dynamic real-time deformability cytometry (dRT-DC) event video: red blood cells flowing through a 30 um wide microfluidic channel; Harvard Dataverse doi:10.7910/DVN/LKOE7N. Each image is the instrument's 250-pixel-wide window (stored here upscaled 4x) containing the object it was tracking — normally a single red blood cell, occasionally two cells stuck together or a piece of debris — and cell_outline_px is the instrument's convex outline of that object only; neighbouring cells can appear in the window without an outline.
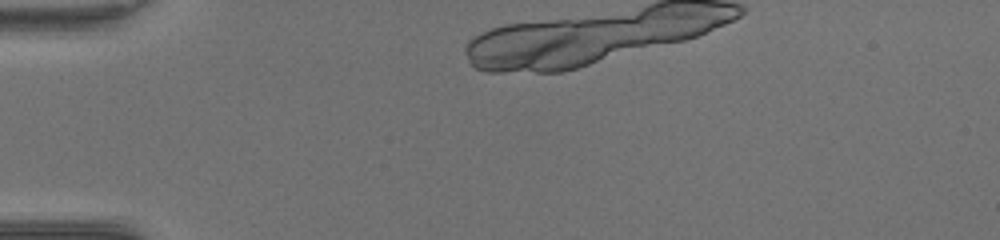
{"species": "common noctule bat (a hibernating species)", "species_latin": "Nyctalus noctula", "temperature_condition": "warm", "stored_images_in_passage": 1, "camera_frame_rate_fps": 3000, "um_per_image_px": 0.085, "animal": {"sex": "female", "body_mass_g": 17.0, "forearm_length_mm": 48.0}, "frame": {"image": 1, "passage_image": 1, "time_ms": 0.0, "image_size_px": [1000, 240], "cell_outline_px": [[560, 40], [556, 44], [528, 64], [520, 64], [472, 44], [480, 36], [488, 32], [500, 28], [520, 24], [560, 24]], "centroid_in_image_um": [44.25, 3.51], "position_along_channel_um": 40.7, "area_um2": 16.99}}